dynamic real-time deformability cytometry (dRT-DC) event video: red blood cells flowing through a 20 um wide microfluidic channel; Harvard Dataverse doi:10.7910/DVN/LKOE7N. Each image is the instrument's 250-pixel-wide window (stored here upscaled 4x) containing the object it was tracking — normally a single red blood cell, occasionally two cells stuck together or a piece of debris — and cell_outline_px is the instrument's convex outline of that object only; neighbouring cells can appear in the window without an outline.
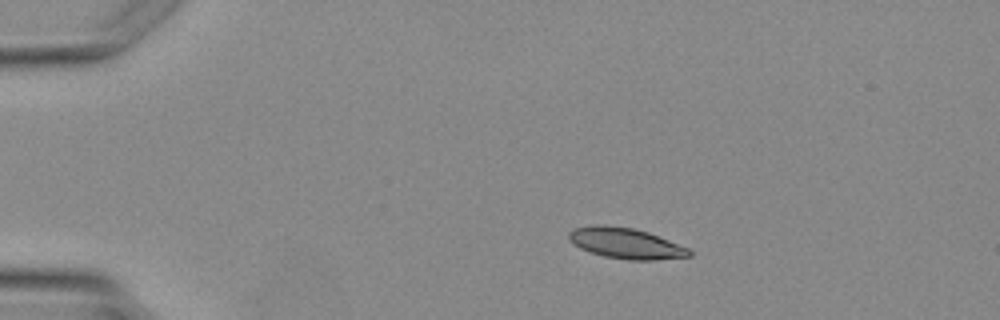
{"species": "Egyptian fruit bat (a non-hibernating species)", "species_latin": "Rousettus aegyptiacus", "temperature_condition": "warm", "stored_images_in_passage": 4, "camera_frame_rate_fps": 3000, "um_per_image_px": 0.085, "animal": {"sex": "female"}, "frame": {"image": 1, "passage_image": 2, "time_ms": 1.333, "image_size_px": [1000, 320], "cell_outline_px": [[692, 256], [656, 260], [628, 260], [604, 256], [588, 252], [580, 248], [568, 240], [568, 232], [572, 228], [592, 224], [604, 224], [632, 228], [648, 232], [688, 248], [692, 252]], "centroid_in_image_um": [53.14, 20.67], "position_along_channel_um": 31.9, "area_um2": 21.79}}